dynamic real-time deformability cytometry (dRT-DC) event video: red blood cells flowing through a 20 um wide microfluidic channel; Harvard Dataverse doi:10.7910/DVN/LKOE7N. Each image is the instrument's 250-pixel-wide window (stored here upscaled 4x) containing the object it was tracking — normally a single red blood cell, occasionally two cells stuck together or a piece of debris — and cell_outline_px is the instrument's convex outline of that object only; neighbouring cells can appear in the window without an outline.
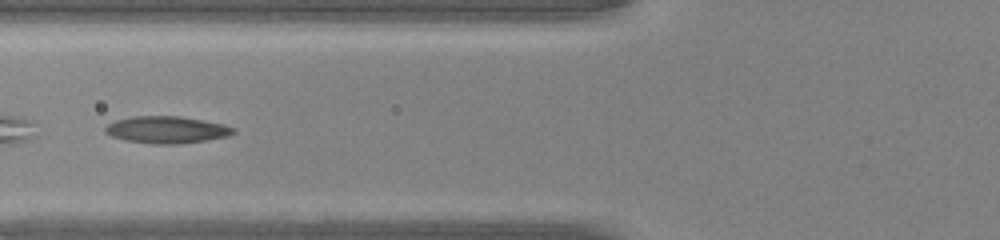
{"species": "common noctule bat (a hibernating species)", "species_latin": "Nyctalus noctula", "temperature_condition": "warm", "stored_images_in_passage": 31, "camera_frame_rate_fps": 3000, "um_per_image_px": 0.085, "animal": {"sex": "male", "body_mass_g": 20.0, "forearm_length_mm": 53.3}, "frame": {"image": 1, "passage_image": 5, "time_ms": 1.333, "image_size_px": [1000, 240], "cell_outline_px": [[236, 132], [228, 136], [180, 144], [152, 144], [128, 140], [112, 136], [104, 132], [104, 128], [108, 124], [116, 120], [132, 116], [180, 116], [224, 124], [236, 128]], "centroid_in_image_um": [14.18, 11.02], "position_along_channel_um": 111.6, "area_um2": 20.11}}
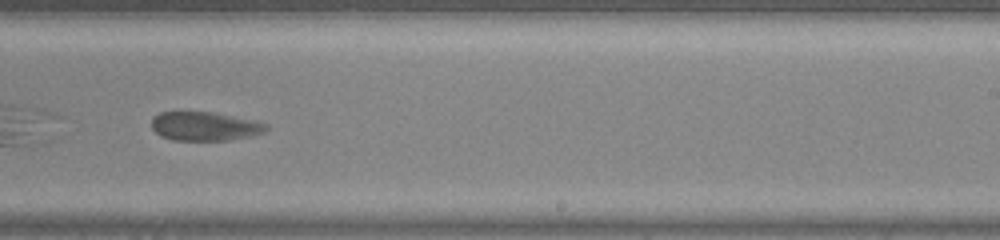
{"frame": {"image": 2, "passage_image": 16, "time_ms": 5.0, "image_size_px": [1000, 240], "cell_outline_px": [[268, 128], [264, 132], [248, 136], [228, 140], [172, 140], [160, 136], [152, 128], [152, 116], [160, 112], [212, 112], [268, 124]], "centroid_in_image_um": [17.34, 10.73], "position_along_channel_um": 271.7, "area_um2": 19.02}}
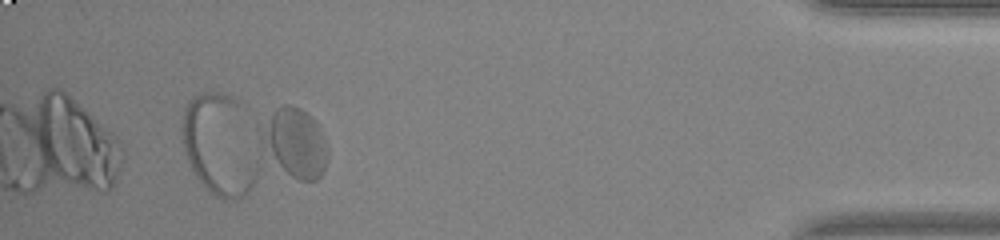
{"frame": {"image": 3, "passage_image": 29, "time_ms": 9.333, "image_size_px": [1000, 240], "cell_outline_px": [[328, 160], [320, 176], [316, 180], [300, 180], [292, 176], [260, 144], [256, 128], [276, 108], [284, 104], [288, 104], [300, 108], [316, 120], [324, 136], [328, 148]], "centroid_in_image_um": [25.05, 12.06], "position_along_channel_um": 410.1, "area_um2": 26.82}}